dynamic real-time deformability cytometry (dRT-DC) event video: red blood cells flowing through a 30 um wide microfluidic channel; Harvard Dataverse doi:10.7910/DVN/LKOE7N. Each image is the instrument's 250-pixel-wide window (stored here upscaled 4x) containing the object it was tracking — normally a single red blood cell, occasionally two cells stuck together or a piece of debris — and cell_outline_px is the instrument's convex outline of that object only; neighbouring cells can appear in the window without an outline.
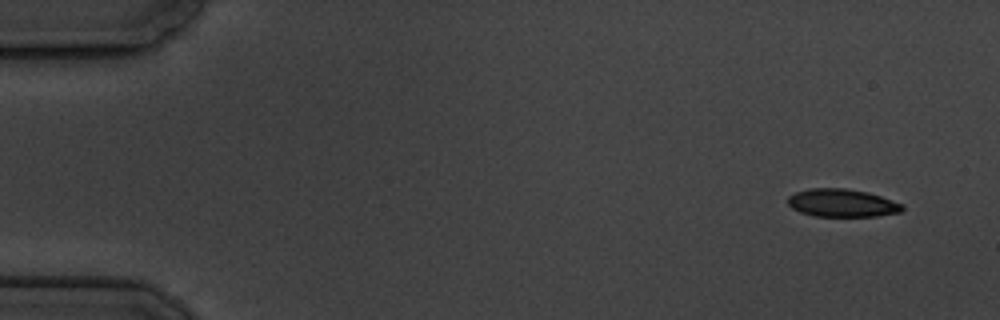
{"species": "common noctule bat (a hibernating species)", "species_latin": "Nyctalus noctula", "temperature_condition": "cold", "stored_images_in_passage": 6, "camera_frame_rate_fps": 3000, "um_per_image_px": 0.085, "animal": {"sex": "male", "body_mass_g": 19.5, "forearm_length_mm": 54.6}, "frame": {"image": 1, "passage_image": 1, "time_ms": 0.0, "image_size_px": [1000, 320], "cell_outline_px": [[904, 208], [900, 212], [876, 216], [812, 216], [800, 212], [792, 208], [788, 204], [788, 196], [796, 192], [808, 188], [848, 188], [868, 192], [904, 204]], "centroid_in_image_um": [71.57, 17.25], "position_along_channel_um": 13.4, "area_um2": 18.73}}
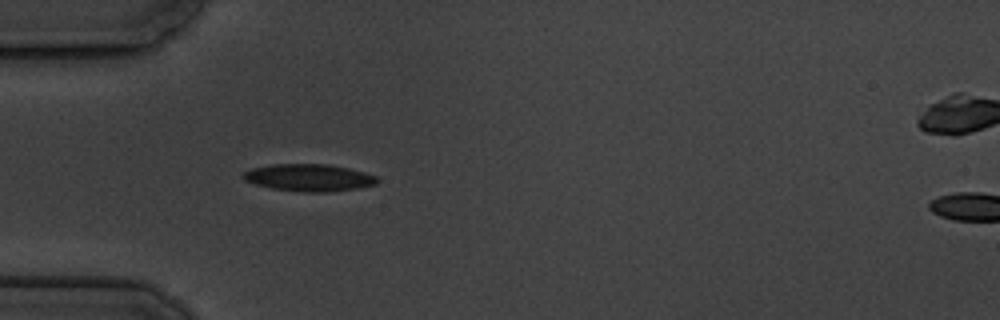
{"frame": {"image": 2, "passage_image": 5, "time_ms": 4.667, "image_size_px": [1000, 320], "cell_outline_px": [[380, 180], [376, 184], [356, 188], [328, 192], [304, 192], [272, 188], [256, 184], [244, 180], [240, 176], [244, 172], [252, 168], [272, 164], [328, 164], [348, 168], [364, 172], [376, 176]], "centroid_in_image_um": [26.25, 15.09], "position_along_channel_um": 58.7, "area_um2": 21.15}}